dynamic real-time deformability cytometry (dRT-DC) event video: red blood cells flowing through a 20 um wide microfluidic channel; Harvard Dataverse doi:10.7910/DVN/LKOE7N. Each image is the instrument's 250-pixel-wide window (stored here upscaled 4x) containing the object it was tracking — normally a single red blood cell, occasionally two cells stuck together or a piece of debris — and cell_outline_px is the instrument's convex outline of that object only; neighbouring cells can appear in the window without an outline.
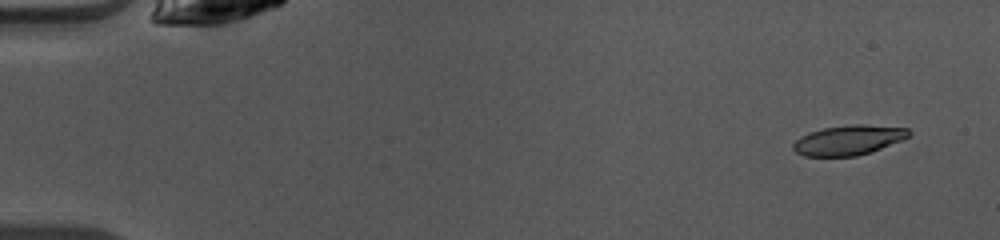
{"species": "common noctule bat (a hibernating species)", "species_latin": "Nyctalus noctula", "temperature_condition": "warm", "stored_images_in_passage": 47, "camera_frame_rate_fps": 3000, "um_per_image_px": 0.085, "animal": {"sex": "female", "body_mass_g": 10.0, "forearm_length_mm": 53.1}, "frame": {"image": 1, "passage_image": 1, "time_ms": 0.0, "image_size_px": [1000, 240], "cell_outline_px": [[912, 132], [908, 136], [900, 140], [880, 148], [856, 156], [804, 156], [796, 152], [792, 148], [792, 144], [800, 136], [808, 132], [824, 128], [852, 124], [864, 124], [908, 128]], "centroid_in_image_um": [72.08, 11.9], "position_along_channel_um": 12.9, "area_um2": 19.94}}
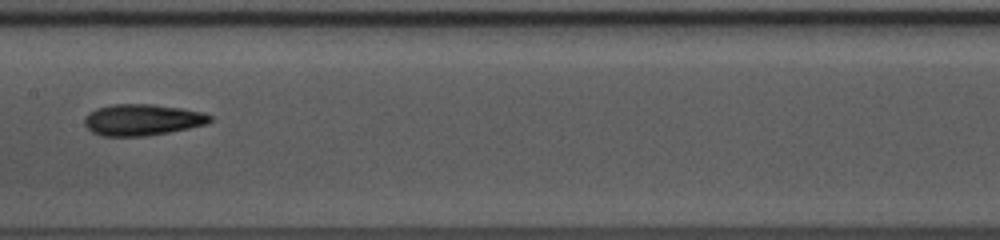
{"frame": {"image": 2, "passage_image": 23, "time_ms": 7.333, "image_size_px": [1000, 240], "cell_outline_px": [[212, 120], [208, 124], [148, 136], [100, 136], [92, 132], [84, 124], [84, 116], [88, 112], [96, 108], [112, 104], [152, 104], [180, 108], [204, 112], [212, 116]], "centroid_in_image_um": [12.07, 10.18], "position_along_channel_um": 195.3, "area_um2": 23.12}}
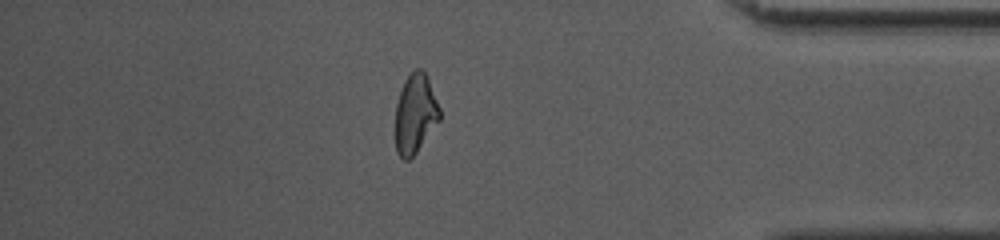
{"frame": {"image": 3, "passage_image": 40, "time_ms": 13.0, "image_size_px": [1000, 240], "cell_outline_px": [[440, 120], [416, 152], [408, 160], [404, 160], [396, 152], [396, 104], [404, 80], [416, 68], [420, 68], [428, 76], [440, 108]], "centroid_in_image_um": [35.31, 9.65], "position_along_channel_um": 399.9, "area_um2": 20.4}, "authors_computed_cell_mechanics": {"area_um2": 21.386, "velocity_mm_per_s": 4.0986, "shape_relaxation_time_tau1_ms": 4.7336, "shape_relaxation_time_tau2_ms": 2.8857, "deformation_change_tau1": 0.1913, "deformation_change_tau2": 0.1259}}